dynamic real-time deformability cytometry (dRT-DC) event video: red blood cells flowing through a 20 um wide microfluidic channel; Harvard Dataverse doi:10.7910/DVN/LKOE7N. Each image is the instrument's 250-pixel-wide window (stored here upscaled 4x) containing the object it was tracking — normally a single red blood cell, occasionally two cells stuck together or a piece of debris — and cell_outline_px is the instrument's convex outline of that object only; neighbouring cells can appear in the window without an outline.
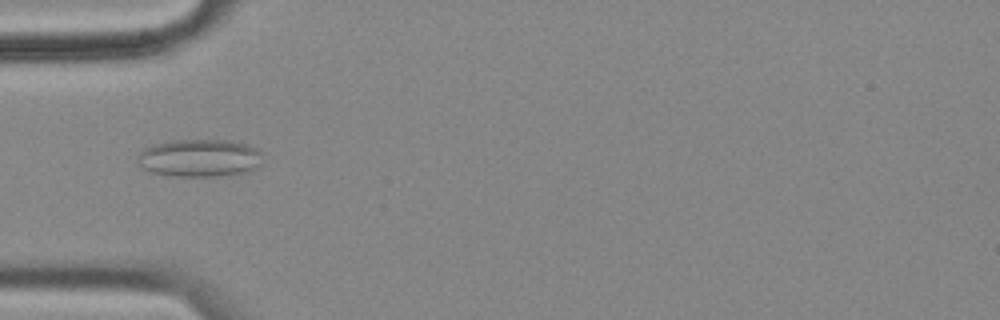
{"species": "common noctule bat (a hibernating species)", "species_latin": "Nyctalus noctula", "temperature_condition": "cold", "stored_images_in_passage": 57, "camera_frame_rate_fps": 3000, "um_per_image_px": 0.085, "animal": {"sex": "female", "body_mass_g": 18.4}, "frame": {"image": 1, "passage_image": 18, "time_ms": 5.667, "image_size_px": [1000, 320], "cell_outline_px": [[260, 164], [248, 172], [220, 176], [172, 176], [152, 172], [140, 168], [140, 152], [144, 148], [152, 144], [176, 140], [232, 140], [248, 144], [256, 148], [260, 152]], "centroid_in_image_um": [16.97, 13.43], "position_along_channel_um": 68.0, "area_um2": 27.46}}
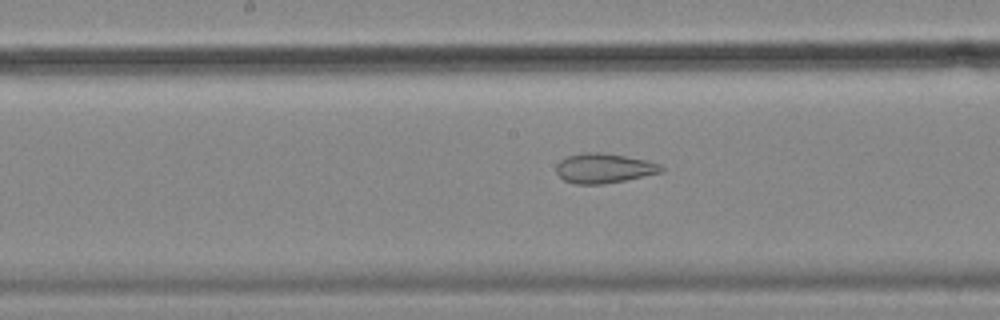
{"frame": {"image": 2, "passage_image": 29, "time_ms": 9.333, "image_size_px": [1000, 320], "cell_outline_px": [[664, 168], [660, 172], [624, 180], [604, 184], [576, 184], [564, 180], [556, 172], [556, 164], [560, 160], [568, 156], [584, 152], [600, 152], [648, 160], [660, 164]], "centroid_in_image_um": [51.3, 14.29], "position_along_channel_um": 196.9, "area_um2": 18.03}}
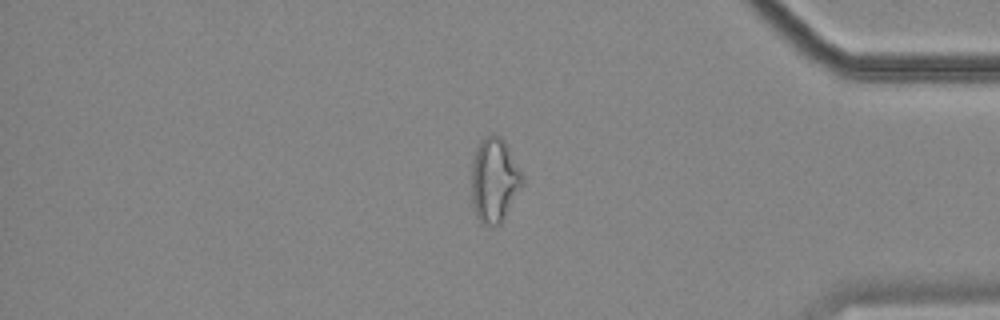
{"frame": {"image": 3, "passage_image": 48, "time_ms": 15.667, "image_size_px": [1000, 320], "cell_outline_px": [[524, 184], [500, 224], [480, 224], [476, 216], [472, 200], [472, 160], [476, 148], [480, 140], [484, 136], [500, 136], [504, 140], [524, 176]], "centroid_in_image_um": [42.02, 15.31], "position_along_channel_um": 393.2, "area_um2": 24.97}, "authors_computed_cell_mechanics": {"area_um2": 24.7384, "velocity_mm_per_s": 3.5075, "shape_relaxation_time_tau1_ms": null, "shape_relaxation_time_tau2_ms": 2.1035, "deformation_change_tau1": null, "deformation_change_tau2": 0.098}}